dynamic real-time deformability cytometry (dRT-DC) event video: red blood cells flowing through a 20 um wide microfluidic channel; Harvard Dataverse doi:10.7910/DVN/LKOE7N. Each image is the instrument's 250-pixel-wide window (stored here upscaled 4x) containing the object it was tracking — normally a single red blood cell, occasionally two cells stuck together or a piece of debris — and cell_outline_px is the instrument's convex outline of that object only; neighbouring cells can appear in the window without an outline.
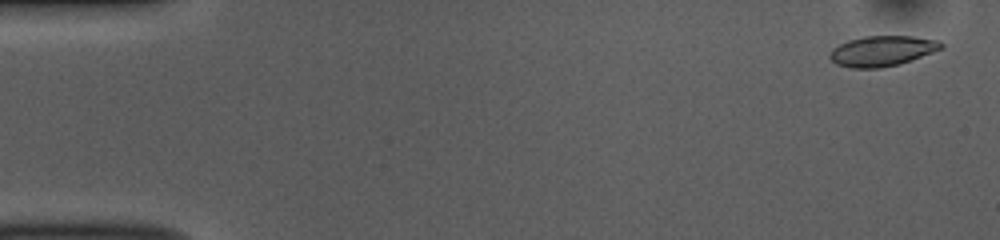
{"species": "common noctule bat (a hibernating species)", "species_latin": "Nyctalus noctula", "temperature_condition": "room temperature", "stored_images_in_passage": 15, "camera_frame_rate_fps": 3000, "um_per_image_px": 0.085, "animal": {"sex": "female", "body_mass_g": 10.0, "forearm_length_mm": 53.1}, "frame": {"image": 1, "passage_image": 2, "time_ms": 0.333, "image_size_px": [1000, 240], "cell_outline_px": [[944, 48], [912, 60], [900, 64], [880, 68], [852, 68], [836, 64], [828, 56], [832, 48], [848, 40], [864, 36], [912, 36], [940, 40], [944, 44]], "centroid_in_image_um": [75.01, 4.33], "position_along_channel_um": 10.0, "area_um2": 19.88}}
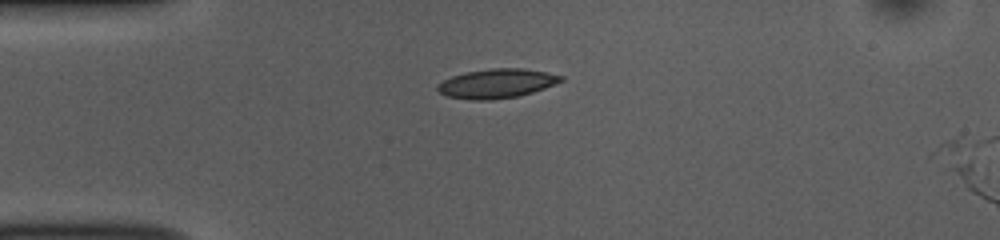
{"frame": {"image": 2, "passage_image": 13, "time_ms": 4.0, "image_size_px": [1000, 240], "cell_outline_px": [[564, 80], [544, 88], [532, 92], [516, 96], [492, 100], [472, 100], [448, 96], [440, 92], [436, 88], [444, 80], [452, 76], [464, 72], [492, 68], [524, 68], [548, 72], [564, 76]], "centroid_in_image_um": [42.25, 7.08], "position_along_channel_um": 42.8, "area_um2": 20.92}}